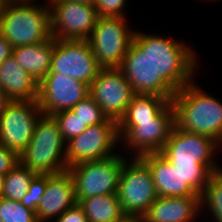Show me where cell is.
I'll return each mask as SVG.
<instances>
[{
  "label": "cell",
  "mask_w": 222,
  "mask_h": 222,
  "mask_svg": "<svg viewBox=\"0 0 222 222\" xmlns=\"http://www.w3.org/2000/svg\"><path fill=\"white\" fill-rule=\"evenodd\" d=\"M43 115L36 101H11L0 116V144L18 155L28 146Z\"/></svg>",
  "instance_id": "13"
},
{
  "label": "cell",
  "mask_w": 222,
  "mask_h": 222,
  "mask_svg": "<svg viewBox=\"0 0 222 222\" xmlns=\"http://www.w3.org/2000/svg\"><path fill=\"white\" fill-rule=\"evenodd\" d=\"M38 85L12 55L0 64V89L11 101H36Z\"/></svg>",
  "instance_id": "20"
},
{
  "label": "cell",
  "mask_w": 222,
  "mask_h": 222,
  "mask_svg": "<svg viewBox=\"0 0 222 222\" xmlns=\"http://www.w3.org/2000/svg\"><path fill=\"white\" fill-rule=\"evenodd\" d=\"M36 174L28 167L17 163L5 176L2 197L14 201H21L26 195L31 180Z\"/></svg>",
  "instance_id": "24"
},
{
  "label": "cell",
  "mask_w": 222,
  "mask_h": 222,
  "mask_svg": "<svg viewBox=\"0 0 222 222\" xmlns=\"http://www.w3.org/2000/svg\"><path fill=\"white\" fill-rule=\"evenodd\" d=\"M65 142L80 135L88 126L72 111L65 110L52 115Z\"/></svg>",
  "instance_id": "28"
},
{
  "label": "cell",
  "mask_w": 222,
  "mask_h": 222,
  "mask_svg": "<svg viewBox=\"0 0 222 222\" xmlns=\"http://www.w3.org/2000/svg\"><path fill=\"white\" fill-rule=\"evenodd\" d=\"M6 4H7L6 0H0V14L5 9Z\"/></svg>",
  "instance_id": "39"
},
{
  "label": "cell",
  "mask_w": 222,
  "mask_h": 222,
  "mask_svg": "<svg viewBox=\"0 0 222 222\" xmlns=\"http://www.w3.org/2000/svg\"><path fill=\"white\" fill-rule=\"evenodd\" d=\"M86 161L68 168L74 182L77 203L84 198L117 194L120 174L126 155Z\"/></svg>",
  "instance_id": "5"
},
{
  "label": "cell",
  "mask_w": 222,
  "mask_h": 222,
  "mask_svg": "<svg viewBox=\"0 0 222 222\" xmlns=\"http://www.w3.org/2000/svg\"><path fill=\"white\" fill-rule=\"evenodd\" d=\"M171 101L158 95L135 94L118 124L153 120Z\"/></svg>",
  "instance_id": "23"
},
{
  "label": "cell",
  "mask_w": 222,
  "mask_h": 222,
  "mask_svg": "<svg viewBox=\"0 0 222 222\" xmlns=\"http://www.w3.org/2000/svg\"><path fill=\"white\" fill-rule=\"evenodd\" d=\"M89 85L68 75L48 73L38 85L37 102L43 115L71 110L89 95Z\"/></svg>",
  "instance_id": "16"
},
{
  "label": "cell",
  "mask_w": 222,
  "mask_h": 222,
  "mask_svg": "<svg viewBox=\"0 0 222 222\" xmlns=\"http://www.w3.org/2000/svg\"><path fill=\"white\" fill-rule=\"evenodd\" d=\"M50 30L56 39L87 40L99 18L94 5L67 0H47Z\"/></svg>",
  "instance_id": "11"
},
{
  "label": "cell",
  "mask_w": 222,
  "mask_h": 222,
  "mask_svg": "<svg viewBox=\"0 0 222 222\" xmlns=\"http://www.w3.org/2000/svg\"><path fill=\"white\" fill-rule=\"evenodd\" d=\"M119 144L121 141L117 121L108 118L103 123L89 126L80 135L66 142L65 159L68 168L113 156L118 153L114 152Z\"/></svg>",
  "instance_id": "9"
},
{
  "label": "cell",
  "mask_w": 222,
  "mask_h": 222,
  "mask_svg": "<svg viewBox=\"0 0 222 222\" xmlns=\"http://www.w3.org/2000/svg\"><path fill=\"white\" fill-rule=\"evenodd\" d=\"M12 45L0 34V64L12 55Z\"/></svg>",
  "instance_id": "34"
},
{
  "label": "cell",
  "mask_w": 222,
  "mask_h": 222,
  "mask_svg": "<svg viewBox=\"0 0 222 222\" xmlns=\"http://www.w3.org/2000/svg\"><path fill=\"white\" fill-rule=\"evenodd\" d=\"M11 100L9 97L0 89V116L4 112V110L7 108Z\"/></svg>",
  "instance_id": "35"
},
{
  "label": "cell",
  "mask_w": 222,
  "mask_h": 222,
  "mask_svg": "<svg viewBox=\"0 0 222 222\" xmlns=\"http://www.w3.org/2000/svg\"><path fill=\"white\" fill-rule=\"evenodd\" d=\"M65 153L66 142L57 122L52 116L42 115L19 162L38 175L57 174L68 170Z\"/></svg>",
  "instance_id": "3"
},
{
  "label": "cell",
  "mask_w": 222,
  "mask_h": 222,
  "mask_svg": "<svg viewBox=\"0 0 222 222\" xmlns=\"http://www.w3.org/2000/svg\"><path fill=\"white\" fill-rule=\"evenodd\" d=\"M53 222H88L87 216L84 213L83 208L76 203L73 207H70Z\"/></svg>",
  "instance_id": "33"
},
{
  "label": "cell",
  "mask_w": 222,
  "mask_h": 222,
  "mask_svg": "<svg viewBox=\"0 0 222 222\" xmlns=\"http://www.w3.org/2000/svg\"><path fill=\"white\" fill-rule=\"evenodd\" d=\"M175 126V111L170 102L153 120L138 121V124H118L122 146L131 157L161 152ZM123 141V142H122Z\"/></svg>",
  "instance_id": "6"
},
{
  "label": "cell",
  "mask_w": 222,
  "mask_h": 222,
  "mask_svg": "<svg viewBox=\"0 0 222 222\" xmlns=\"http://www.w3.org/2000/svg\"><path fill=\"white\" fill-rule=\"evenodd\" d=\"M127 20V17H99L87 39L102 69L121 66L135 33Z\"/></svg>",
  "instance_id": "7"
},
{
  "label": "cell",
  "mask_w": 222,
  "mask_h": 222,
  "mask_svg": "<svg viewBox=\"0 0 222 222\" xmlns=\"http://www.w3.org/2000/svg\"><path fill=\"white\" fill-rule=\"evenodd\" d=\"M195 83V84H194ZM175 125L215 140L222 147V102L193 80L172 97Z\"/></svg>",
  "instance_id": "2"
},
{
  "label": "cell",
  "mask_w": 222,
  "mask_h": 222,
  "mask_svg": "<svg viewBox=\"0 0 222 222\" xmlns=\"http://www.w3.org/2000/svg\"><path fill=\"white\" fill-rule=\"evenodd\" d=\"M128 158L120 174L117 196L125 215L143 216L158 195L148 165L140 157Z\"/></svg>",
  "instance_id": "8"
},
{
  "label": "cell",
  "mask_w": 222,
  "mask_h": 222,
  "mask_svg": "<svg viewBox=\"0 0 222 222\" xmlns=\"http://www.w3.org/2000/svg\"><path fill=\"white\" fill-rule=\"evenodd\" d=\"M3 182H4V175L0 174V198L2 197Z\"/></svg>",
  "instance_id": "40"
},
{
  "label": "cell",
  "mask_w": 222,
  "mask_h": 222,
  "mask_svg": "<svg viewBox=\"0 0 222 222\" xmlns=\"http://www.w3.org/2000/svg\"><path fill=\"white\" fill-rule=\"evenodd\" d=\"M76 203L74 182L68 170L47 175L43 200L36 210L37 220L38 222H53Z\"/></svg>",
  "instance_id": "17"
},
{
  "label": "cell",
  "mask_w": 222,
  "mask_h": 222,
  "mask_svg": "<svg viewBox=\"0 0 222 222\" xmlns=\"http://www.w3.org/2000/svg\"><path fill=\"white\" fill-rule=\"evenodd\" d=\"M101 69L88 40L54 38L49 73L68 75L90 86Z\"/></svg>",
  "instance_id": "12"
},
{
  "label": "cell",
  "mask_w": 222,
  "mask_h": 222,
  "mask_svg": "<svg viewBox=\"0 0 222 222\" xmlns=\"http://www.w3.org/2000/svg\"><path fill=\"white\" fill-rule=\"evenodd\" d=\"M78 204L83 208L88 222H118L125 215L117 194L84 198Z\"/></svg>",
  "instance_id": "22"
},
{
  "label": "cell",
  "mask_w": 222,
  "mask_h": 222,
  "mask_svg": "<svg viewBox=\"0 0 222 222\" xmlns=\"http://www.w3.org/2000/svg\"><path fill=\"white\" fill-rule=\"evenodd\" d=\"M0 34L13 48L52 37L48 3H7L0 14Z\"/></svg>",
  "instance_id": "4"
},
{
  "label": "cell",
  "mask_w": 222,
  "mask_h": 222,
  "mask_svg": "<svg viewBox=\"0 0 222 222\" xmlns=\"http://www.w3.org/2000/svg\"><path fill=\"white\" fill-rule=\"evenodd\" d=\"M133 42L149 56L158 74L176 91L195 80L199 57L191 45L168 36L138 30H135Z\"/></svg>",
  "instance_id": "1"
},
{
  "label": "cell",
  "mask_w": 222,
  "mask_h": 222,
  "mask_svg": "<svg viewBox=\"0 0 222 222\" xmlns=\"http://www.w3.org/2000/svg\"><path fill=\"white\" fill-rule=\"evenodd\" d=\"M88 127L105 122L108 117L96 101L88 95L71 109Z\"/></svg>",
  "instance_id": "29"
},
{
  "label": "cell",
  "mask_w": 222,
  "mask_h": 222,
  "mask_svg": "<svg viewBox=\"0 0 222 222\" xmlns=\"http://www.w3.org/2000/svg\"><path fill=\"white\" fill-rule=\"evenodd\" d=\"M180 172L184 183L201 195L212 174L203 164L173 165Z\"/></svg>",
  "instance_id": "27"
},
{
  "label": "cell",
  "mask_w": 222,
  "mask_h": 222,
  "mask_svg": "<svg viewBox=\"0 0 222 222\" xmlns=\"http://www.w3.org/2000/svg\"><path fill=\"white\" fill-rule=\"evenodd\" d=\"M118 222H144V220L139 215H124Z\"/></svg>",
  "instance_id": "36"
},
{
  "label": "cell",
  "mask_w": 222,
  "mask_h": 222,
  "mask_svg": "<svg viewBox=\"0 0 222 222\" xmlns=\"http://www.w3.org/2000/svg\"><path fill=\"white\" fill-rule=\"evenodd\" d=\"M200 205L201 213L202 210H207L212 215L213 222H222V169L210 175L200 195Z\"/></svg>",
  "instance_id": "25"
},
{
  "label": "cell",
  "mask_w": 222,
  "mask_h": 222,
  "mask_svg": "<svg viewBox=\"0 0 222 222\" xmlns=\"http://www.w3.org/2000/svg\"><path fill=\"white\" fill-rule=\"evenodd\" d=\"M89 92L104 114L117 122L123 117L135 95L119 68L101 69L98 77L90 84Z\"/></svg>",
  "instance_id": "14"
},
{
  "label": "cell",
  "mask_w": 222,
  "mask_h": 222,
  "mask_svg": "<svg viewBox=\"0 0 222 222\" xmlns=\"http://www.w3.org/2000/svg\"><path fill=\"white\" fill-rule=\"evenodd\" d=\"M199 214L200 196H158L142 218L144 222H196Z\"/></svg>",
  "instance_id": "18"
},
{
  "label": "cell",
  "mask_w": 222,
  "mask_h": 222,
  "mask_svg": "<svg viewBox=\"0 0 222 222\" xmlns=\"http://www.w3.org/2000/svg\"><path fill=\"white\" fill-rule=\"evenodd\" d=\"M221 146L212 138L173 127L160 152L172 165L203 164L211 173L221 170L215 158Z\"/></svg>",
  "instance_id": "10"
},
{
  "label": "cell",
  "mask_w": 222,
  "mask_h": 222,
  "mask_svg": "<svg viewBox=\"0 0 222 222\" xmlns=\"http://www.w3.org/2000/svg\"><path fill=\"white\" fill-rule=\"evenodd\" d=\"M6 1L7 3H35V0H6ZM44 1L46 2L47 0H44Z\"/></svg>",
  "instance_id": "37"
},
{
  "label": "cell",
  "mask_w": 222,
  "mask_h": 222,
  "mask_svg": "<svg viewBox=\"0 0 222 222\" xmlns=\"http://www.w3.org/2000/svg\"><path fill=\"white\" fill-rule=\"evenodd\" d=\"M54 49V37L41 43L13 48L12 56L38 83L49 73Z\"/></svg>",
  "instance_id": "21"
},
{
  "label": "cell",
  "mask_w": 222,
  "mask_h": 222,
  "mask_svg": "<svg viewBox=\"0 0 222 222\" xmlns=\"http://www.w3.org/2000/svg\"><path fill=\"white\" fill-rule=\"evenodd\" d=\"M140 158L152 172L158 196H200L189 185L184 183L180 172L160 152L143 154Z\"/></svg>",
  "instance_id": "19"
},
{
  "label": "cell",
  "mask_w": 222,
  "mask_h": 222,
  "mask_svg": "<svg viewBox=\"0 0 222 222\" xmlns=\"http://www.w3.org/2000/svg\"><path fill=\"white\" fill-rule=\"evenodd\" d=\"M119 69L135 94L158 95L171 101L177 92L161 74H158L149 56L133 41Z\"/></svg>",
  "instance_id": "15"
},
{
  "label": "cell",
  "mask_w": 222,
  "mask_h": 222,
  "mask_svg": "<svg viewBox=\"0 0 222 222\" xmlns=\"http://www.w3.org/2000/svg\"><path fill=\"white\" fill-rule=\"evenodd\" d=\"M47 185V175L36 174L30 182L26 195L20 201L21 204L34 211L43 200V195Z\"/></svg>",
  "instance_id": "30"
},
{
  "label": "cell",
  "mask_w": 222,
  "mask_h": 222,
  "mask_svg": "<svg viewBox=\"0 0 222 222\" xmlns=\"http://www.w3.org/2000/svg\"><path fill=\"white\" fill-rule=\"evenodd\" d=\"M128 0H95L94 7L99 17L125 16Z\"/></svg>",
  "instance_id": "31"
},
{
  "label": "cell",
  "mask_w": 222,
  "mask_h": 222,
  "mask_svg": "<svg viewBox=\"0 0 222 222\" xmlns=\"http://www.w3.org/2000/svg\"><path fill=\"white\" fill-rule=\"evenodd\" d=\"M0 219L2 222H38L36 211L4 197L0 198Z\"/></svg>",
  "instance_id": "26"
},
{
  "label": "cell",
  "mask_w": 222,
  "mask_h": 222,
  "mask_svg": "<svg viewBox=\"0 0 222 222\" xmlns=\"http://www.w3.org/2000/svg\"><path fill=\"white\" fill-rule=\"evenodd\" d=\"M67 1H76L79 3L91 4V5H94V2H95V0H67Z\"/></svg>",
  "instance_id": "38"
},
{
  "label": "cell",
  "mask_w": 222,
  "mask_h": 222,
  "mask_svg": "<svg viewBox=\"0 0 222 222\" xmlns=\"http://www.w3.org/2000/svg\"><path fill=\"white\" fill-rule=\"evenodd\" d=\"M17 163L19 155L0 144V174L5 176Z\"/></svg>",
  "instance_id": "32"
}]
</instances>
